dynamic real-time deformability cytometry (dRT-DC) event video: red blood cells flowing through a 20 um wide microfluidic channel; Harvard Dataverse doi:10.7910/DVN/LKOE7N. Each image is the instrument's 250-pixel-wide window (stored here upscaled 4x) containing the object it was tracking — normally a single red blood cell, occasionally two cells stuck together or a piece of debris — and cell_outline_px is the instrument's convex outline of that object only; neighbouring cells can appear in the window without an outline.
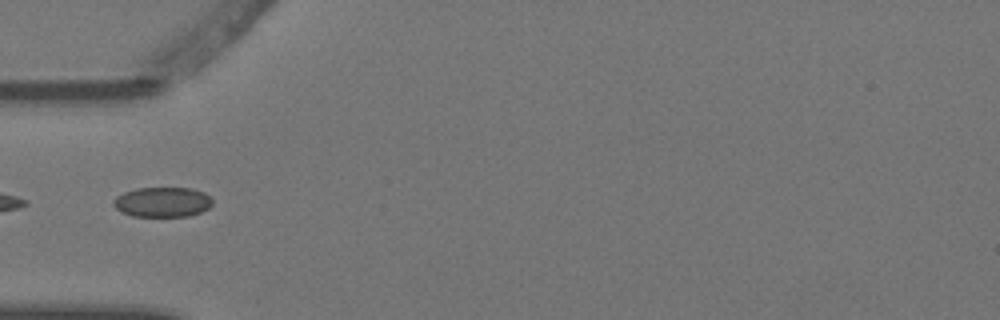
{"species": "Egyptian fruit bat (a non-hibernating species)", "species_latin": "Rousettus aegyptiacus", "temperature_condition": "warm", "stored_images_in_passage": 6, "camera_frame_rate_fps": 3000, "um_per_image_px": 0.085, "animal": {"sex": "female"}, "frame": {"image": 1, "passage_image": 6, "time_ms": 1.667, "image_size_px": [1000, 320], "cell_outline_px": [[212, 204], [208, 208], [200, 212], [188, 216], [132, 216], [116, 208], [112, 204], [112, 200], [116, 196], [124, 192], [136, 188], [192, 188], [204, 192], [212, 200]], "centroid_in_image_um": [13.79, 17.16], "position_along_channel_um": 71.2, "area_um2": 17.22}}